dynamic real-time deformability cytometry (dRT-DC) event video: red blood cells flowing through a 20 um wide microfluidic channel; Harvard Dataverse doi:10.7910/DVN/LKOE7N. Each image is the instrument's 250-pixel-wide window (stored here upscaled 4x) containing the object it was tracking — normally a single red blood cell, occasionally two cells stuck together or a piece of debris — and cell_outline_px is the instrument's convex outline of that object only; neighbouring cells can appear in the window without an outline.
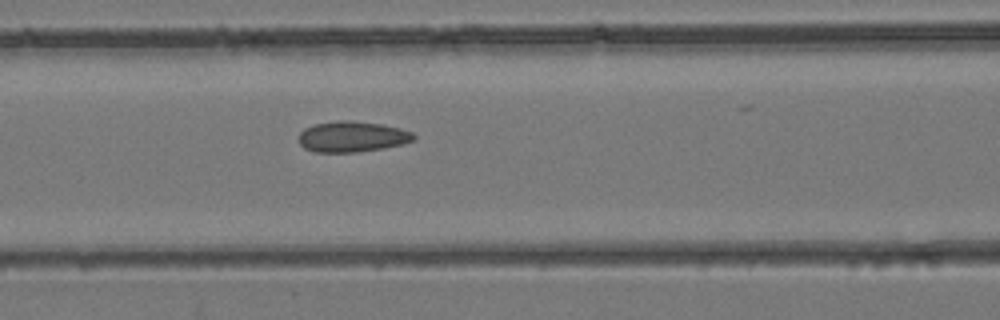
{"species": "common noctule bat (a hibernating species)", "species_latin": "Nyctalus noctula", "temperature_condition": "room temperature", "stored_images_in_passage": 5, "camera_frame_rate_fps": 3000, "um_per_image_px": 0.085, "animal": {"sex": "female", "body_mass_g": 24.6, "forearm_length_mm": 56.2}, "frame": {"image": 1, "passage_image": 5, "time_ms": 1.333, "image_size_px": [1000, 320], "cell_outline_px": [[416, 136], [412, 140], [400, 144], [384, 148], [356, 152], [316, 152], [304, 148], [300, 144], [300, 132], [304, 128], [316, 124], [340, 120], [352, 120], [380, 124], [400, 128], [412, 132]], "centroid_in_image_um": [29.92, 11.61], "position_along_channel_um": 136.7, "area_um2": 20.4}}